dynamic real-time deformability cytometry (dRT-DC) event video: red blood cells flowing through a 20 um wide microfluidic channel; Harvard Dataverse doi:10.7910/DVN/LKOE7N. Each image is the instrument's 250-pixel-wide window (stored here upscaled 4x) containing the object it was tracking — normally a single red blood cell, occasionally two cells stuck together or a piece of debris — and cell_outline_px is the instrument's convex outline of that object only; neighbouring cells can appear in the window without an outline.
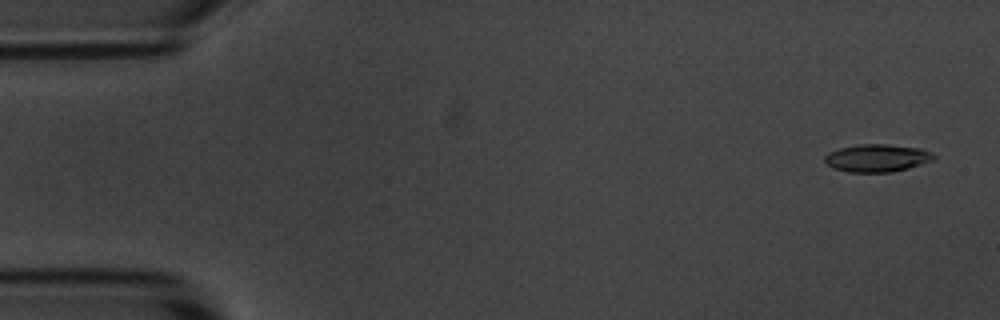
{"species": "common noctule bat (a hibernating species)", "species_latin": "Nyctalus noctula", "temperature_condition": "room temperature", "stored_images_in_passage": 6, "camera_frame_rate_fps": 3000, "um_per_image_px": 0.085, "animal": {"sex": "male", "body_mass_g": 20.1, "forearm_length_mm": 53.5}, "frame": {"image": 1, "passage_image": 1, "time_ms": 0.0, "image_size_px": [1000, 320], "cell_outline_px": [[936, 160], [908, 168], [892, 172], [848, 172], [832, 168], [824, 160], [824, 156], [828, 152], [840, 148], [860, 144], [888, 144], [920, 148], [932, 152], [936, 156]], "centroid_in_image_um": [74.58, 13.43], "position_along_channel_um": 10.4, "area_um2": 17.74}}
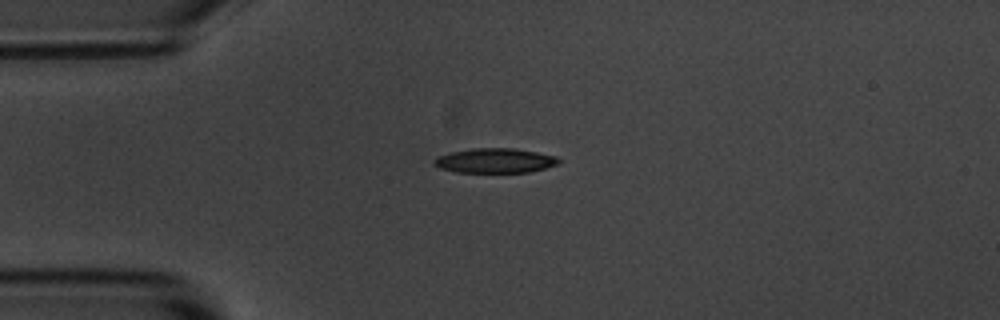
{"frame": {"image": 2, "passage_image": 4, "time_ms": 3.667, "image_size_px": [1000, 320], "cell_outline_px": [[560, 160], [556, 164], [544, 168], [528, 172], [456, 172], [440, 168], [432, 164], [432, 160], [440, 156], [452, 152], [472, 148], [516, 148], [556, 156]], "centroid_in_image_um": [42.05, 13.65], "position_along_channel_um": 43.0, "area_um2": 17.74}}